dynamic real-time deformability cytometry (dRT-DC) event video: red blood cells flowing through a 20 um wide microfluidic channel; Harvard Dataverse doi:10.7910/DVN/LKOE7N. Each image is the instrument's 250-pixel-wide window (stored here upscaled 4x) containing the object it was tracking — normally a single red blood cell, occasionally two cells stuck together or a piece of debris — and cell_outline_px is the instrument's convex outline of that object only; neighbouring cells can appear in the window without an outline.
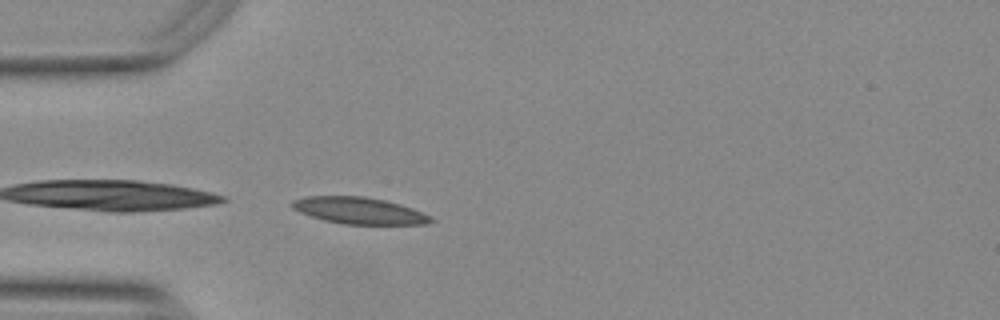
{"species": "Egyptian fruit bat (a non-hibernating species)", "species_latin": "Rousettus aegyptiacus", "temperature_condition": "warm", "stored_images_in_passage": 3, "camera_frame_rate_fps": 3000, "um_per_image_px": 0.085, "animal": {"sex": "female"}, "frame": {"image": 1, "passage_image": 1, "time_ms": 0.0, "image_size_px": [1000, 320], "cell_outline_px": [[436, 220], [428, 224], [344, 224], [324, 220], [300, 212], [292, 208], [288, 204], [292, 200], [304, 196], [364, 196], [384, 200], [400, 204], [424, 212], [432, 216]], "centroid_in_image_um": [30.54, 17.9], "position_along_channel_um": 54.5, "area_um2": 21.73}}